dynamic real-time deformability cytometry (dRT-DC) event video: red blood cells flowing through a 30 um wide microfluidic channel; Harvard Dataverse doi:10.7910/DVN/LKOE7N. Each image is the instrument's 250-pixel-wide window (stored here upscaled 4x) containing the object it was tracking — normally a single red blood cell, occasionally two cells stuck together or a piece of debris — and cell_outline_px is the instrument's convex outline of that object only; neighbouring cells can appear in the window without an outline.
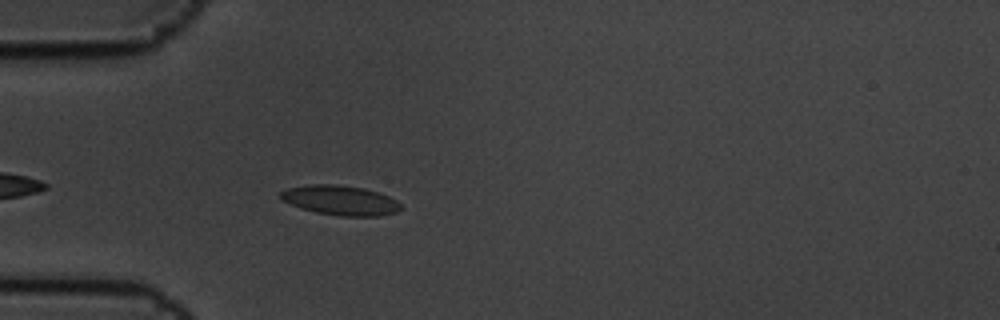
{"species": "common noctule bat (a hibernating species)", "species_latin": "Nyctalus noctula", "temperature_condition": "cold", "stored_images_in_passage": 4, "camera_frame_rate_fps": 3000, "um_per_image_px": 0.085, "animal": {"sex": "male", "body_mass_g": 19.5, "forearm_length_mm": 54.6}, "frame": {"image": 1, "passage_image": 4, "time_ms": 1.0, "image_size_px": [1000, 320], "cell_outline_px": [[400, 208], [396, 212], [380, 216], [340, 216], [316, 212], [280, 200], [280, 192], [288, 188], [312, 184], [336, 184], [364, 188], [380, 192], [396, 200], [400, 204]], "centroid_in_image_um": [28.94, 17.02], "position_along_channel_um": 56.1, "area_um2": 20.69}}